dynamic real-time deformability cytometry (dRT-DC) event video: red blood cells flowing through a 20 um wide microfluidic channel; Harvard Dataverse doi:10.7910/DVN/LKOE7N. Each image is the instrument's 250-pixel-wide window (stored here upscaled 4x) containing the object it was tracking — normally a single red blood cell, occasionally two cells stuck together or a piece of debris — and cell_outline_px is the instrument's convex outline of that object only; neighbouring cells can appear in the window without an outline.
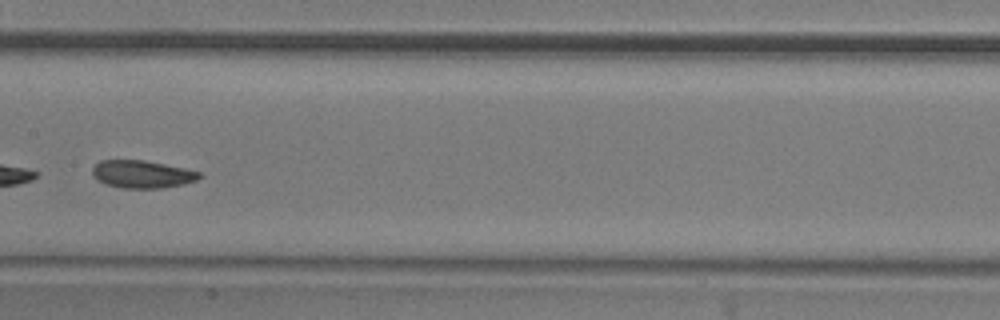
{"species": "common noctule bat (a hibernating species)", "species_latin": "Nyctalus noctula", "temperature_condition": "room temperature", "stored_images_in_passage": 8, "camera_frame_rate_fps": 3000, "um_per_image_px": 0.085, "animal": {"sex": "male", "body_mass_g": 20.5, "forearm_length_mm": 52.5}, "frame": {"image": 1, "passage_image": 7, "time_ms": 2.0, "image_size_px": [1000, 320], "cell_outline_px": [[204, 176], [196, 180], [184, 184], [164, 188], [124, 188], [104, 184], [92, 176], [92, 168], [100, 160], [144, 160], [184, 168], [200, 172]], "centroid_in_image_um": [12.08, 14.81], "position_along_channel_um": 195.3, "area_um2": 17.34}}
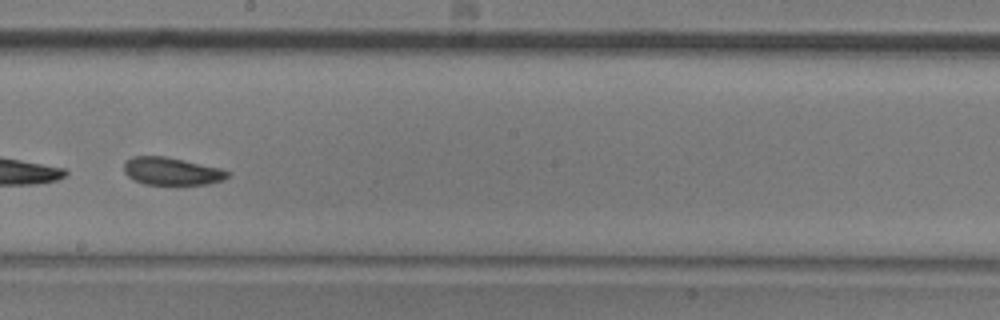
{"frame": {"image": 2, "passage_image": 8, "time_ms": 2.333, "image_size_px": [1000, 320], "cell_outline_px": [[228, 176], [224, 180], [208, 184], [144, 184], [132, 180], [124, 172], [124, 160], [132, 156], [164, 156], [184, 160], [220, 168], [228, 172]], "centroid_in_image_um": [14.54, 14.55], "position_along_channel_um": 233.7, "area_um2": 16.7}}